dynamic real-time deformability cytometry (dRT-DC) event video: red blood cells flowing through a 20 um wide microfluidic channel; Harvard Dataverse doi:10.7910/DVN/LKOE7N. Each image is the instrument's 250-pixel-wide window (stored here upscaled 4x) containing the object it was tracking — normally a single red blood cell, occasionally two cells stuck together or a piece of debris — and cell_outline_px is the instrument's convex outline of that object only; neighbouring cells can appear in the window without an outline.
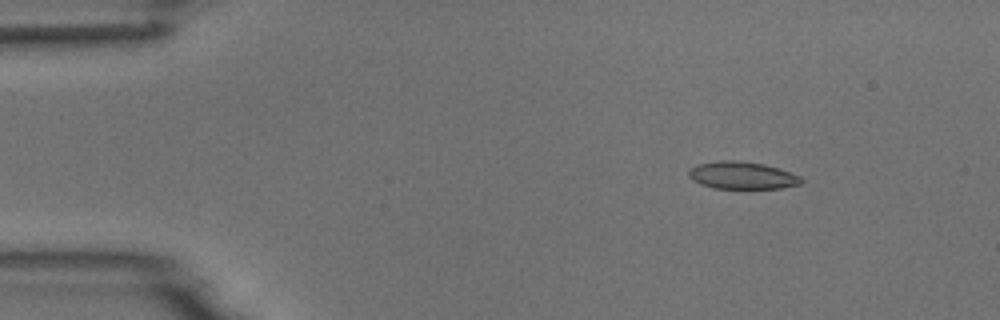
{"species": "common noctule bat (a hibernating species)", "species_latin": "Nyctalus noctula", "temperature_condition": "room temperature", "stored_images_in_passage": 3, "camera_frame_rate_fps": 3000, "um_per_image_px": 0.085, "animal": {"sex": "male", "body_mass_g": 18.8}, "frame": {"image": 1, "passage_image": 1, "time_ms": 0.0, "image_size_px": [1000, 320], "cell_outline_px": [[804, 180], [800, 184], [780, 188], [712, 188], [700, 184], [692, 180], [688, 176], [688, 172], [696, 164], [720, 160], [736, 160], [764, 164], [800, 176]], "centroid_in_image_um": [63.04, 14.91], "position_along_channel_um": 22.0, "area_um2": 17.86}}